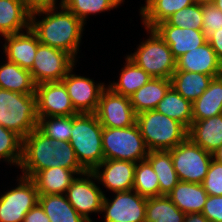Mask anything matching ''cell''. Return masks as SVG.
Instances as JSON below:
<instances>
[{"label":"cell","mask_w":222,"mask_h":222,"mask_svg":"<svg viewBox=\"0 0 222 222\" xmlns=\"http://www.w3.org/2000/svg\"><path fill=\"white\" fill-rule=\"evenodd\" d=\"M37 15L44 17L37 21ZM84 26L85 24L75 14L62 5L31 13L30 28L37 35L39 42L63 50L75 60L77 59Z\"/></svg>","instance_id":"cell-1"},{"label":"cell","mask_w":222,"mask_h":222,"mask_svg":"<svg viewBox=\"0 0 222 222\" xmlns=\"http://www.w3.org/2000/svg\"><path fill=\"white\" fill-rule=\"evenodd\" d=\"M103 127L95 113H79L72 116L69 143L76 158L86 171H93L103 160Z\"/></svg>","instance_id":"cell-2"},{"label":"cell","mask_w":222,"mask_h":222,"mask_svg":"<svg viewBox=\"0 0 222 222\" xmlns=\"http://www.w3.org/2000/svg\"><path fill=\"white\" fill-rule=\"evenodd\" d=\"M136 124L149 151L171 150L188 137L182 123L155 109L138 113Z\"/></svg>","instance_id":"cell-3"},{"label":"cell","mask_w":222,"mask_h":222,"mask_svg":"<svg viewBox=\"0 0 222 222\" xmlns=\"http://www.w3.org/2000/svg\"><path fill=\"white\" fill-rule=\"evenodd\" d=\"M37 98L0 88V125L25 138L37 128Z\"/></svg>","instance_id":"cell-4"},{"label":"cell","mask_w":222,"mask_h":222,"mask_svg":"<svg viewBox=\"0 0 222 222\" xmlns=\"http://www.w3.org/2000/svg\"><path fill=\"white\" fill-rule=\"evenodd\" d=\"M149 38L137 47V51L127 55L136 65L153 78L170 79L176 70V59L170 47L153 30L145 28Z\"/></svg>","instance_id":"cell-5"},{"label":"cell","mask_w":222,"mask_h":222,"mask_svg":"<svg viewBox=\"0 0 222 222\" xmlns=\"http://www.w3.org/2000/svg\"><path fill=\"white\" fill-rule=\"evenodd\" d=\"M102 147L105 160L138 163L145 160L149 152L137 124L126 128L103 127Z\"/></svg>","instance_id":"cell-6"},{"label":"cell","mask_w":222,"mask_h":222,"mask_svg":"<svg viewBox=\"0 0 222 222\" xmlns=\"http://www.w3.org/2000/svg\"><path fill=\"white\" fill-rule=\"evenodd\" d=\"M180 181L202 184L212 161V154L189 137L169 150Z\"/></svg>","instance_id":"cell-7"},{"label":"cell","mask_w":222,"mask_h":222,"mask_svg":"<svg viewBox=\"0 0 222 222\" xmlns=\"http://www.w3.org/2000/svg\"><path fill=\"white\" fill-rule=\"evenodd\" d=\"M54 141L38 128L23 138L22 159L19 165L22 176L33 178L39 171L56 167Z\"/></svg>","instance_id":"cell-8"},{"label":"cell","mask_w":222,"mask_h":222,"mask_svg":"<svg viewBox=\"0 0 222 222\" xmlns=\"http://www.w3.org/2000/svg\"><path fill=\"white\" fill-rule=\"evenodd\" d=\"M76 61L67 52L40 43L34 64L29 71L36 85L44 82H61L75 66Z\"/></svg>","instance_id":"cell-9"},{"label":"cell","mask_w":222,"mask_h":222,"mask_svg":"<svg viewBox=\"0 0 222 222\" xmlns=\"http://www.w3.org/2000/svg\"><path fill=\"white\" fill-rule=\"evenodd\" d=\"M17 180V187L0 196V222H23L27 212L38 203L35 182L21 175Z\"/></svg>","instance_id":"cell-10"},{"label":"cell","mask_w":222,"mask_h":222,"mask_svg":"<svg viewBox=\"0 0 222 222\" xmlns=\"http://www.w3.org/2000/svg\"><path fill=\"white\" fill-rule=\"evenodd\" d=\"M92 179L96 180L95 174L86 171L78 175L65 192L68 202L88 222H93L89 213H101L104 198V192Z\"/></svg>","instance_id":"cell-11"},{"label":"cell","mask_w":222,"mask_h":222,"mask_svg":"<svg viewBox=\"0 0 222 222\" xmlns=\"http://www.w3.org/2000/svg\"><path fill=\"white\" fill-rule=\"evenodd\" d=\"M109 200L105 194L101 212H104V222H145L147 198L135 190L114 192Z\"/></svg>","instance_id":"cell-12"},{"label":"cell","mask_w":222,"mask_h":222,"mask_svg":"<svg viewBox=\"0 0 222 222\" xmlns=\"http://www.w3.org/2000/svg\"><path fill=\"white\" fill-rule=\"evenodd\" d=\"M95 114L105 128H126L136 124L137 114L130 98L114 93L109 87L102 91Z\"/></svg>","instance_id":"cell-13"},{"label":"cell","mask_w":222,"mask_h":222,"mask_svg":"<svg viewBox=\"0 0 222 222\" xmlns=\"http://www.w3.org/2000/svg\"><path fill=\"white\" fill-rule=\"evenodd\" d=\"M39 117L73 116L79 114L72 104L62 82H44L36 85Z\"/></svg>","instance_id":"cell-14"},{"label":"cell","mask_w":222,"mask_h":222,"mask_svg":"<svg viewBox=\"0 0 222 222\" xmlns=\"http://www.w3.org/2000/svg\"><path fill=\"white\" fill-rule=\"evenodd\" d=\"M74 67L62 79L74 109L78 113H95L102 91L107 87L93 79L73 74Z\"/></svg>","instance_id":"cell-15"},{"label":"cell","mask_w":222,"mask_h":222,"mask_svg":"<svg viewBox=\"0 0 222 222\" xmlns=\"http://www.w3.org/2000/svg\"><path fill=\"white\" fill-rule=\"evenodd\" d=\"M152 29L170 47L176 60L208 41L203 30L176 27L166 21L158 23Z\"/></svg>","instance_id":"cell-16"},{"label":"cell","mask_w":222,"mask_h":222,"mask_svg":"<svg viewBox=\"0 0 222 222\" xmlns=\"http://www.w3.org/2000/svg\"><path fill=\"white\" fill-rule=\"evenodd\" d=\"M135 166L131 161L104 159L92 172L109 191H129L133 189Z\"/></svg>","instance_id":"cell-17"},{"label":"cell","mask_w":222,"mask_h":222,"mask_svg":"<svg viewBox=\"0 0 222 222\" xmlns=\"http://www.w3.org/2000/svg\"><path fill=\"white\" fill-rule=\"evenodd\" d=\"M26 32V33H25ZM4 36L3 45L6 60L30 70L34 64L38 45L40 44L35 32L28 28L26 31Z\"/></svg>","instance_id":"cell-18"},{"label":"cell","mask_w":222,"mask_h":222,"mask_svg":"<svg viewBox=\"0 0 222 222\" xmlns=\"http://www.w3.org/2000/svg\"><path fill=\"white\" fill-rule=\"evenodd\" d=\"M175 71L196 72L211 77L222 75V63L208 41L176 60Z\"/></svg>","instance_id":"cell-19"},{"label":"cell","mask_w":222,"mask_h":222,"mask_svg":"<svg viewBox=\"0 0 222 222\" xmlns=\"http://www.w3.org/2000/svg\"><path fill=\"white\" fill-rule=\"evenodd\" d=\"M188 137L212 154L222 145V114L192 121L188 129Z\"/></svg>","instance_id":"cell-20"},{"label":"cell","mask_w":222,"mask_h":222,"mask_svg":"<svg viewBox=\"0 0 222 222\" xmlns=\"http://www.w3.org/2000/svg\"><path fill=\"white\" fill-rule=\"evenodd\" d=\"M30 21L31 12L21 0H0V35L2 37L27 30L30 28Z\"/></svg>","instance_id":"cell-21"},{"label":"cell","mask_w":222,"mask_h":222,"mask_svg":"<svg viewBox=\"0 0 222 222\" xmlns=\"http://www.w3.org/2000/svg\"><path fill=\"white\" fill-rule=\"evenodd\" d=\"M167 196L185 214L202 213L208 198L202 184L183 181H179Z\"/></svg>","instance_id":"cell-22"},{"label":"cell","mask_w":222,"mask_h":222,"mask_svg":"<svg viewBox=\"0 0 222 222\" xmlns=\"http://www.w3.org/2000/svg\"><path fill=\"white\" fill-rule=\"evenodd\" d=\"M73 170L51 167L39 171L32 180L35 182L39 195L65 194L76 178Z\"/></svg>","instance_id":"cell-23"},{"label":"cell","mask_w":222,"mask_h":222,"mask_svg":"<svg viewBox=\"0 0 222 222\" xmlns=\"http://www.w3.org/2000/svg\"><path fill=\"white\" fill-rule=\"evenodd\" d=\"M170 87V79L152 78L129 97L134 112L138 114L156 109Z\"/></svg>","instance_id":"cell-24"},{"label":"cell","mask_w":222,"mask_h":222,"mask_svg":"<svg viewBox=\"0 0 222 222\" xmlns=\"http://www.w3.org/2000/svg\"><path fill=\"white\" fill-rule=\"evenodd\" d=\"M140 7V17L145 28L152 29L175 12L195 3L194 0H146Z\"/></svg>","instance_id":"cell-25"},{"label":"cell","mask_w":222,"mask_h":222,"mask_svg":"<svg viewBox=\"0 0 222 222\" xmlns=\"http://www.w3.org/2000/svg\"><path fill=\"white\" fill-rule=\"evenodd\" d=\"M222 114V75L212 79L205 92L192 103L193 121Z\"/></svg>","instance_id":"cell-26"},{"label":"cell","mask_w":222,"mask_h":222,"mask_svg":"<svg viewBox=\"0 0 222 222\" xmlns=\"http://www.w3.org/2000/svg\"><path fill=\"white\" fill-rule=\"evenodd\" d=\"M0 88L21 94H35L36 84L29 70L6 60L0 65Z\"/></svg>","instance_id":"cell-27"},{"label":"cell","mask_w":222,"mask_h":222,"mask_svg":"<svg viewBox=\"0 0 222 222\" xmlns=\"http://www.w3.org/2000/svg\"><path fill=\"white\" fill-rule=\"evenodd\" d=\"M206 74L187 71H175L171 76V86L186 100L193 103L209 87L212 79Z\"/></svg>","instance_id":"cell-28"},{"label":"cell","mask_w":222,"mask_h":222,"mask_svg":"<svg viewBox=\"0 0 222 222\" xmlns=\"http://www.w3.org/2000/svg\"><path fill=\"white\" fill-rule=\"evenodd\" d=\"M125 65L120 70L119 80L110 83L109 87L114 93L130 97L139 88L148 83L151 77L145 70L126 57Z\"/></svg>","instance_id":"cell-29"},{"label":"cell","mask_w":222,"mask_h":222,"mask_svg":"<svg viewBox=\"0 0 222 222\" xmlns=\"http://www.w3.org/2000/svg\"><path fill=\"white\" fill-rule=\"evenodd\" d=\"M146 160L158 177L160 196L167 195L180 181L174 169L171 152L169 150L149 151Z\"/></svg>","instance_id":"cell-30"},{"label":"cell","mask_w":222,"mask_h":222,"mask_svg":"<svg viewBox=\"0 0 222 222\" xmlns=\"http://www.w3.org/2000/svg\"><path fill=\"white\" fill-rule=\"evenodd\" d=\"M38 203L50 222H88L77 213L65 194L39 195Z\"/></svg>","instance_id":"cell-31"},{"label":"cell","mask_w":222,"mask_h":222,"mask_svg":"<svg viewBox=\"0 0 222 222\" xmlns=\"http://www.w3.org/2000/svg\"><path fill=\"white\" fill-rule=\"evenodd\" d=\"M155 110L169 118L179 121L187 129H189L192 124V103L181 96L172 86L164 98L158 103Z\"/></svg>","instance_id":"cell-32"},{"label":"cell","mask_w":222,"mask_h":222,"mask_svg":"<svg viewBox=\"0 0 222 222\" xmlns=\"http://www.w3.org/2000/svg\"><path fill=\"white\" fill-rule=\"evenodd\" d=\"M185 215L167 195L147 198L145 222H184Z\"/></svg>","instance_id":"cell-33"},{"label":"cell","mask_w":222,"mask_h":222,"mask_svg":"<svg viewBox=\"0 0 222 222\" xmlns=\"http://www.w3.org/2000/svg\"><path fill=\"white\" fill-rule=\"evenodd\" d=\"M61 5L75 14L84 24L91 14L110 11L120 6L125 0H60Z\"/></svg>","instance_id":"cell-34"},{"label":"cell","mask_w":222,"mask_h":222,"mask_svg":"<svg viewBox=\"0 0 222 222\" xmlns=\"http://www.w3.org/2000/svg\"><path fill=\"white\" fill-rule=\"evenodd\" d=\"M133 190L146 198L160 196L158 177L146 159L136 163Z\"/></svg>","instance_id":"cell-35"},{"label":"cell","mask_w":222,"mask_h":222,"mask_svg":"<svg viewBox=\"0 0 222 222\" xmlns=\"http://www.w3.org/2000/svg\"><path fill=\"white\" fill-rule=\"evenodd\" d=\"M37 128L54 142L69 141L72 116L39 117Z\"/></svg>","instance_id":"cell-36"},{"label":"cell","mask_w":222,"mask_h":222,"mask_svg":"<svg viewBox=\"0 0 222 222\" xmlns=\"http://www.w3.org/2000/svg\"><path fill=\"white\" fill-rule=\"evenodd\" d=\"M23 138L0 125V161L19 167L22 159Z\"/></svg>","instance_id":"cell-37"},{"label":"cell","mask_w":222,"mask_h":222,"mask_svg":"<svg viewBox=\"0 0 222 222\" xmlns=\"http://www.w3.org/2000/svg\"><path fill=\"white\" fill-rule=\"evenodd\" d=\"M165 21L176 27L203 30L202 5L195 2L175 12Z\"/></svg>","instance_id":"cell-38"},{"label":"cell","mask_w":222,"mask_h":222,"mask_svg":"<svg viewBox=\"0 0 222 222\" xmlns=\"http://www.w3.org/2000/svg\"><path fill=\"white\" fill-rule=\"evenodd\" d=\"M56 167L73 170L76 175L86 172L78 162L75 151L69 141L54 142Z\"/></svg>","instance_id":"cell-39"},{"label":"cell","mask_w":222,"mask_h":222,"mask_svg":"<svg viewBox=\"0 0 222 222\" xmlns=\"http://www.w3.org/2000/svg\"><path fill=\"white\" fill-rule=\"evenodd\" d=\"M202 185L207 195L222 196V164L212 159Z\"/></svg>","instance_id":"cell-40"},{"label":"cell","mask_w":222,"mask_h":222,"mask_svg":"<svg viewBox=\"0 0 222 222\" xmlns=\"http://www.w3.org/2000/svg\"><path fill=\"white\" fill-rule=\"evenodd\" d=\"M203 32L208 37L215 30L222 29V11L213 4L202 5Z\"/></svg>","instance_id":"cell-41"},{"label":"cell","mask_w":222,"mask_h":222,"mask_svg":"<svg viewBox=\"0 0 222 222\" xmlns=\"http://www.w3.org/2000/svg\"><path fill=\"white\" fill-rule=\"evenodd\" d=\"M202 214L209 222H222V196L208 195Z\"/></svg>","instance_id":"cell-42"},{"label":"cell","mask_w":222,"mask_h":222,"mask_svg":"<svg viewBox=\"0 0 222 222\" xmlns=\"http://www.w3.org/2000/svg\"><path fill=\"white\" fill-rule=\"evenodd\" d=\"M21 2L31 13L61 5V2L56 4L58 0H21Z\"/></svg>","instance_id":"cell-43"},{"label":"cell","mask_w":222,"mask_h":222,"mask_svg":"<svg viewBox=\"0 0 222 222\" xmlns=\"http://www.w3.org/2000/svg\"><path fill=\"white\" fill-rule=\"evenodd\" d=\"M23 222H50L49 217L45 214L43 208L37 203L32 209H30Z\"/></svg>","instance_id":"cell-44"},{"label":"cell","mask_w":222,"mask_h":222,"mask_svg":"<svg viewBox=\"0 0 222 222\" xmlns=\"http://www.w3.org/2000/svg\"><path fill=\"white\" fill-rule=\"evenodd\" d=\"M207 40L216 53L217 58L222 63V29L212 32L207 37Z\"/></svg>","instance_id":"cell-45"},{"label":"cell","mask_w":222,"mask_h":222,"mask_svg":"<svg viewBox=\"0 0 222 222\" xmlns=\"http://www.w3.org/2000/svg\"><path fill=\"white\" fill-rule=\"evenodd\" d=\"M184 222H209L202 213H188L185 215Z\"/></svg>","instance_id":"cell-46"},{"label":"cell","mask_w":222,"mask_h":222,"mask_svg":"<svg viewBox=\"0 0 222 222\" xmlns=\"http://www.w3.org/2000/svg\"><path fill=\"white\" fill-rule=\"evenodd\" d=\"M212 159L222 164V145L212 153Z\"/></svg>","instance_id":"cell-47"},{"label":"cell","mask_w":222,"mask_h":222,"mask_svg":"<svg viewBox=\"0 0 222 222\" xmlns=\"http://www.w3.org/2000/svg\"><path fill=\"white\" fill-rule=\"evenodd\" d=\"M200 5L213 4L215 0H194Z\"/></svg>","instance_id":"cell-48"},{"label":"cell","mask_w":222,"mask_h":222,"mask_svg":"<svg viewBox=\"0 0 222 222\" xmlns=\"http://www.w3.org/2000/svg\"><path fill=\"white\" fill-rule=\"evenodd\" d=\"M213 5L222 11V0H215Z\"/></svg>","instance_id":"cell-49"}]
</instances>
